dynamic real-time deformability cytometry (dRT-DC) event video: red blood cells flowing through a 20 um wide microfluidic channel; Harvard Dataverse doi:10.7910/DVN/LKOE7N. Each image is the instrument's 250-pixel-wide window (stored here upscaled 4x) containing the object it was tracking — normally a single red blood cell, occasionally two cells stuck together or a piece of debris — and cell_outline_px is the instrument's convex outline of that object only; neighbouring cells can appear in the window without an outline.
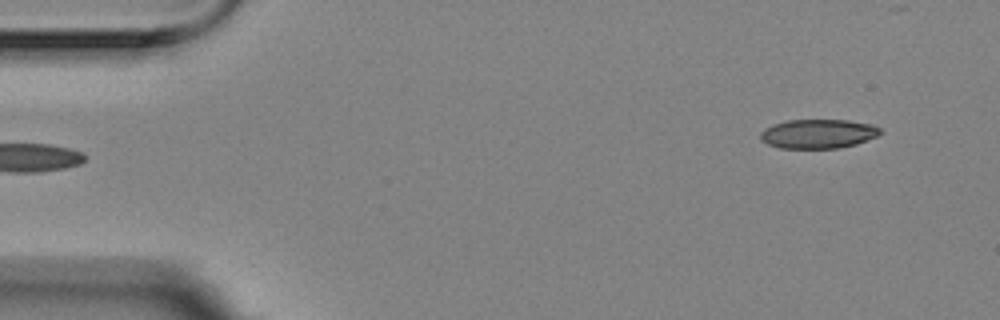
{"species": "Egyptian fruit bat (a non-hibernating species)", "species_latin": "Rousettus aegyptiacus", "temperature_condition": "room temperature", "stored_images_in_passage": 6, "segment_of_instrument_passage": [2, 2], "camera_frame_rate_fps": 3000, "um_per_image_px": 0.085, "animal": {"sex": "female"}, "frame": {"image": 1, "passage_image": 6, "time_ms": 1.667, "image_size_px": [1000, 320], "cell_outline_px": [[884, 132], [876, 136], [856, 144], [840, 148], [780, 148], [768, 144], [760, 140], [760, 132], [764, 128], [772, 124], [788, 120], [848, 120], [872, 124], [880, 128]], "centroid_in_image_um": [69.53, 11.37], "position_along_channel_um": 15.5, "area_um2": 20.52}}